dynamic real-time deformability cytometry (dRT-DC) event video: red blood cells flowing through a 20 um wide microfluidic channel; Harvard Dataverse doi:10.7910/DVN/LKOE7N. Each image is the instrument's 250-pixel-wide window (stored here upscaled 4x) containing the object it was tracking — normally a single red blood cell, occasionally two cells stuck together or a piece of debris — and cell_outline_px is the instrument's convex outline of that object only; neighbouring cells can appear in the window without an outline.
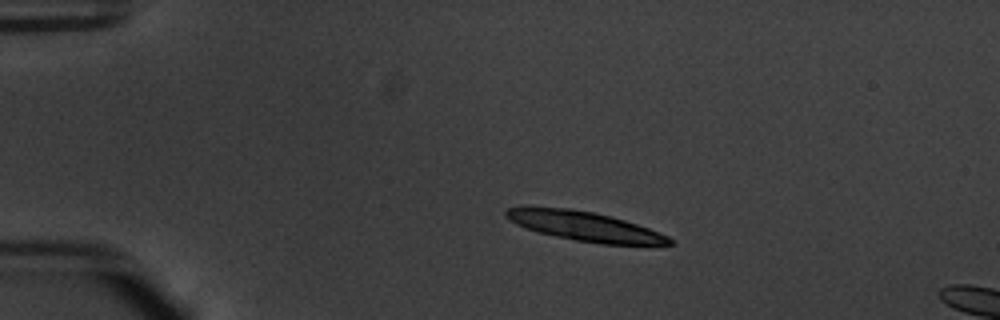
{"species": "common noctule bat (a hibernating species)", "species_latin": "Nyctalus noctula", "temperature_condition": "warm", "stored_images_in_passage": 16, "camera_frame_rate_fps": 3000, "um_per_image_px": 0.085, "animal": {"sex": "male", "body_mass_g": 20.1, "forearm_length_mm": 53.5}, "frame": {"image": 1, "passage_image": 1, "time_ms": 0.0, "image_size_px": [1000, 320], "cell_outline_px": [[672, 244], [600, 244], [576, 240], [556, 236], [540, 232], [516, 224], [504, 216], [504, 212], [508, 208], [568, 208], [592, 212], [624, 220], [648, 228], [668, 236], [672, 240]], "centroid_in_image_um": [49.71, 19.24], "position_along_channel_um": 35.3, "area_um2": 27.11}}